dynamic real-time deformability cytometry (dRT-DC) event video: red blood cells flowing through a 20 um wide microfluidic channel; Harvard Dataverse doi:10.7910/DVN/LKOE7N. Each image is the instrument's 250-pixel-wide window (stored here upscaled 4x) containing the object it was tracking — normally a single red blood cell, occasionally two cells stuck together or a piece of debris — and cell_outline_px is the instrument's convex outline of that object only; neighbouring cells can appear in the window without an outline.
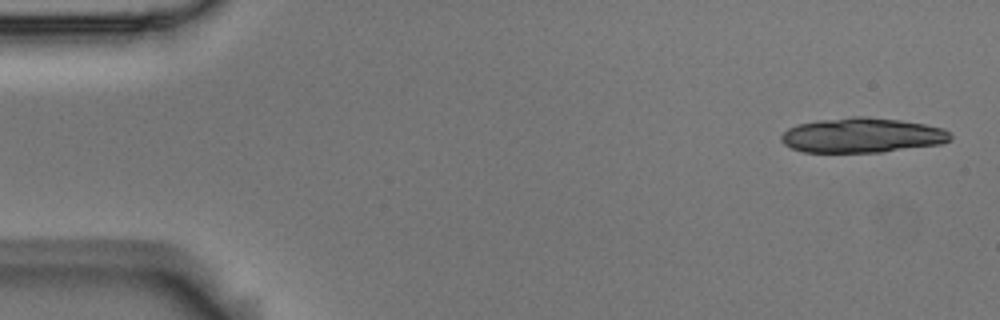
{"species": "Egyptian fruit bat (a non-hibernating species)", "species_latin": "Rousettus aegyptiacus", "temperature_condition": "room temperature", "stored_images_in_passage": 5, "camera_frame_rate_fps": 3000, "um_per_image_px": 0.085, "animal": {"sex": "male"}, "frame": {"image": 1, "passage_image": 1, "time_ms": 0.0, "image_size_px": [1000, 320], "cell_outline_px": [[952, 140], [940, 144], [884, 152], [804, 152], [792, 148], [784, 144], [780, 140], [780, 136], [788, 128], [796, 124], [816, 120], [852, 116], [864, 116], [900, 120], [924, 124], [944, 128], [952, 136]], "centroid_in_image_um": [73.27, 11.49], "position_along_channel_um": 11.7, "area_um2": 34.62}}